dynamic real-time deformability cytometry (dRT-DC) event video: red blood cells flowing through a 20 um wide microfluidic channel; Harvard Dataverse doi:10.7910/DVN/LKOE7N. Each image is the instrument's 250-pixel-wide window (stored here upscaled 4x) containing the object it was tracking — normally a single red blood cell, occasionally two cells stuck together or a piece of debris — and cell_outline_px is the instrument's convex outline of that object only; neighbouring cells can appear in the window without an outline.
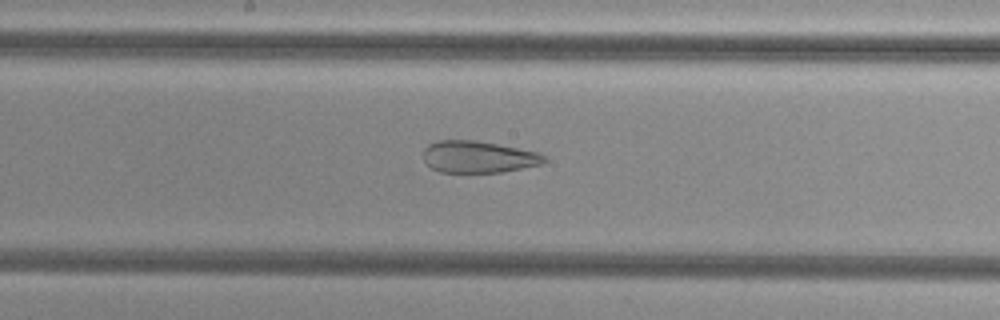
{"species": "common noctule bat (a hibernating species)", "species_latin": "Nyctalus noctula", "temperature_condition": "cold", "stored_images_in_passage": 28, "camera_frame_rate_fps": 3000, "um_per_image_px": 0.085, "animal": {"sex": "female", "body_mass_g": 29.2, "forearm_length_mm": 56.3}, "frame": {"image": 1, "passage_image": 20, "time_ms": 6.333, "image_size_px": [1000, 320], "cell_outline_px": [[548, 160], [544, 164], [500, 172], [440, 172], [432, 168], [424, 160], [424, 148], [428, 144], [436, 140], [476, 140], [540, 152]], "centroid_in_image_um": [40.68, 13.33], "position_along_channel_um": 207.5, "area_um2": 22.54}}
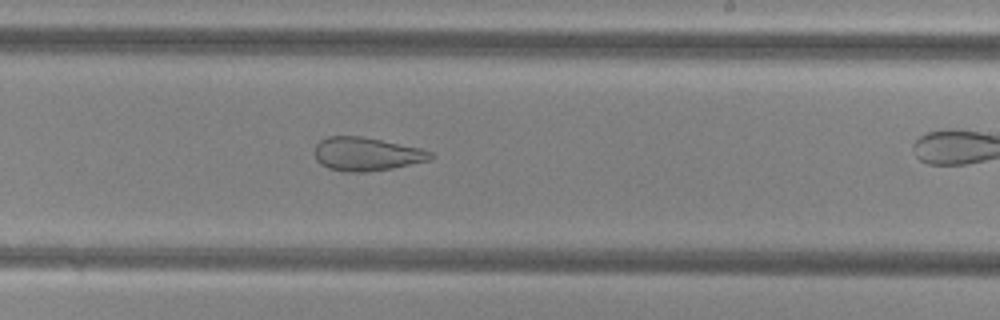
{"frame": {"image": 2, "passage_image": 24, "time_ms": 7.667, "image_size_px": [1000, 320], "cell_outline_px": [[436, 156], [432, 160], [392, 168], [368, 172], [348, 172], [328, 168], [320, 164], [316, 160], [316, 144], [320, 140], [328, 136], [360, 136], [420, 148], [432, 152]], "centroid_in_image_um": [31.18, 13.1], "position_along_channel_um": 257.8, "area_um2": 22.6}}